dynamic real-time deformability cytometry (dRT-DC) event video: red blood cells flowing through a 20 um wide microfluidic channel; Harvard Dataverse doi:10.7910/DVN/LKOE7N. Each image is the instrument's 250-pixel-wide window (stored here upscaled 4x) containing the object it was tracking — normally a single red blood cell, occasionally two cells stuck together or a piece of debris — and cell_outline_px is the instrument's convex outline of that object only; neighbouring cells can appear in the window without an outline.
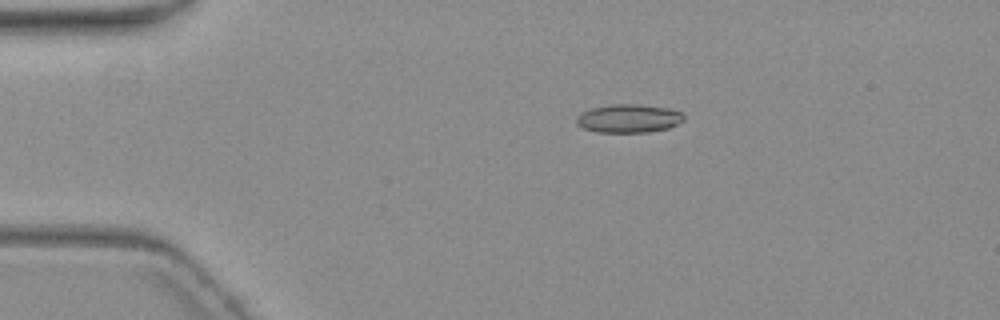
{"species": "common noctule bat (a hibernating species)", "species_latin": "Nyctalus noctula", "temperature_condition": "warm", "stored_images_in_passage": 6, "camera_frame_rate_fps": 3000, "um_per_image_px": 0.085, "animal": {"sex": "female", "body_mass_g": 19.3, "forearm_length_mm": 54.1}, "frame": {"image": 1, "passage_image": 4, "time_ms": 3.667, "image_size_px": [1000, 320], "cell_outline_px": [[684, 120], [668, 128], [648, 132], [596, 132], [584, 128], [576, 124], [576, 116], [580, 112], [592, 108], [612, 104], [636, 104], [668, 108], [680, 112], [684, 116]], "centroid_in_image_um": [53.4, 10.07], "position_along_channel_um": 31.6, "area_um2": 17.74}}
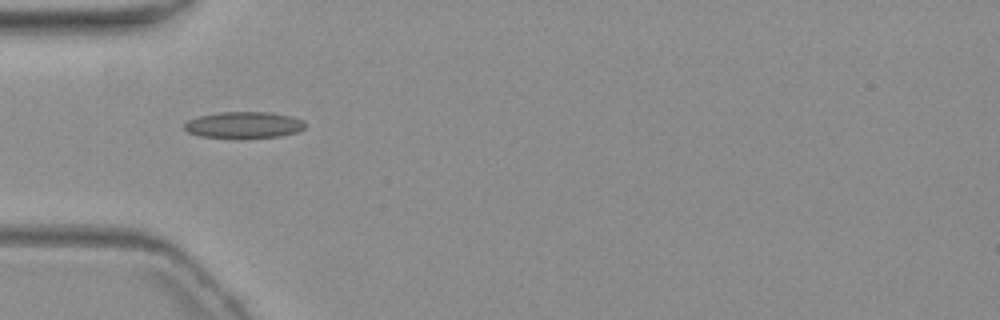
{"frame": {"image": 2, "passage_image": 6, "time_ms": 6.0, "image_size_px": [1000, 320], "cell_outline_px": [[304, 128], [296, 132], [280, 136], [240, 140], [236, 140], [200, 136], [188, 132], [184, 128], [184, 124], [188, 120], [200, 116], [220, 112], [272, 112], [292, 116], [304, 120]], "centroid_in_image_um": [20.72, 10.65], "position_along_channel_um": 64.3, "area_um2": 19.19}}